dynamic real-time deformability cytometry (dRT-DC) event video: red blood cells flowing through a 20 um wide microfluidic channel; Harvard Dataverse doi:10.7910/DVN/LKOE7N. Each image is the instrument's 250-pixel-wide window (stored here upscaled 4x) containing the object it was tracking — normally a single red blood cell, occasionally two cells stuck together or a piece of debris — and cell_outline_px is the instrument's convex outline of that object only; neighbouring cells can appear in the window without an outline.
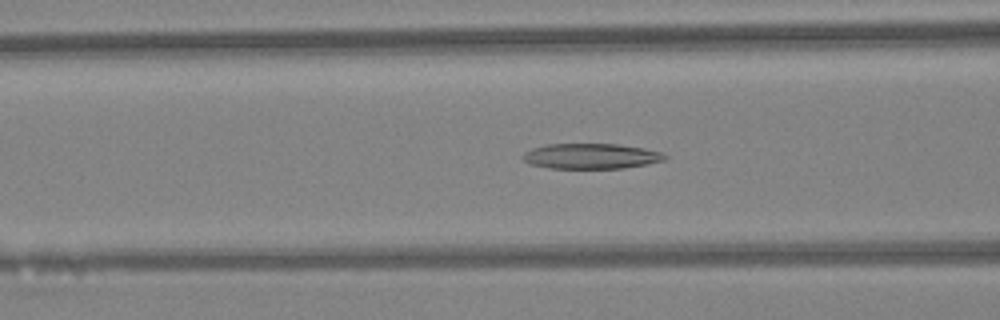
{"species": "Egyptian fruit bat (a non-hibernating species)", "species_latin": "Rousettus aegyptiacus", "temperature_condition": "warm", "stored_images_in_passage": 46, "camera_frame_rate_fps": 3000, "um_per_image_px": 0.085, "animal": {"sex": "female"}, "frame": {"image": 1, "passage_image": 18, "time_ms": 5.667, "image_size_px": [1000, 320], "cell_outline_px": [[668, 156], [664, 160], [624, 168], [548, 168], [528, 164], [520, 156], [524, 152], [532, 148], [548, 144], [616, 144], [644, 148], [664, 152]], "centroid_in_image_um": [50.21, 13.27], "position_along_channel_um": 116.4, "area_um2": 21.04}}
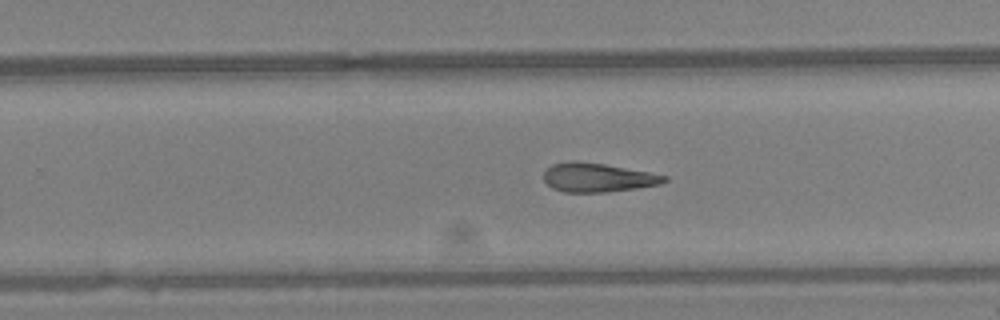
{"frame": {"image": 2, "passage_image": 29, "time_ms": 9.333, "image_size_px": [1000, 320], "cell_outline_px": [[668, 180], [660, 184], [636, 188], [608, 192], [564, 192], [552, 188], [544, 180], [544, 172], [552, 164], [568, 160], [576, 160], [604, 164], [648, 172], [668, 176]], "centroid_in_image_um": [50.78, 15.08], "position_along_channel_um": 279.0, "area_um2": 20.35}}
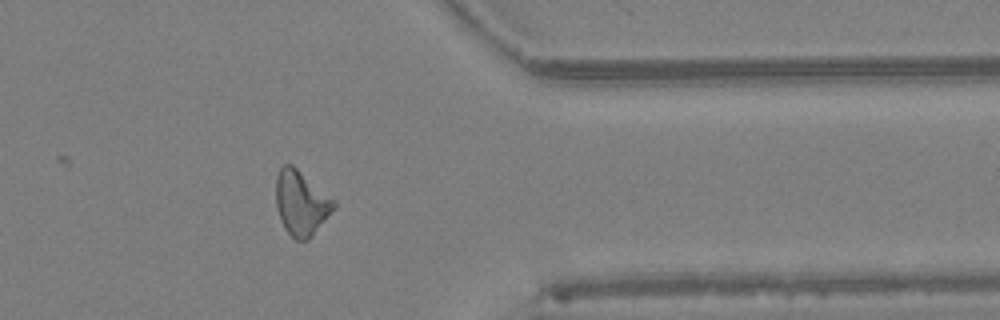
{"frame": {"image": 3, "passage_image": 37, "time_ms": 12.0, "image_size_px": [1000, 320], "cell_outline_px": [[336, 208], [312, 236], [308, 240], [296, 240], [284, 228], [280, 220], [276, 204], [276, 176], [280, 168], [284, 164], [292, 164], [336, 200]], "centroid_in_image_um": [25.61, 17.25], "position_along_channel_um": 385.8, "area_um2": 21.96}, "authors_computed_cell_mechanics": {"area_um2": 21.7906, "velocity_mm_per_s": 4.4543, "shape_relaxation_time_tau1_ms": null, "shape_relaxation_time_tau2_ms": 4.8747, "deformation_change_tau1": null, "deformation_change_tau2": 0.195}}